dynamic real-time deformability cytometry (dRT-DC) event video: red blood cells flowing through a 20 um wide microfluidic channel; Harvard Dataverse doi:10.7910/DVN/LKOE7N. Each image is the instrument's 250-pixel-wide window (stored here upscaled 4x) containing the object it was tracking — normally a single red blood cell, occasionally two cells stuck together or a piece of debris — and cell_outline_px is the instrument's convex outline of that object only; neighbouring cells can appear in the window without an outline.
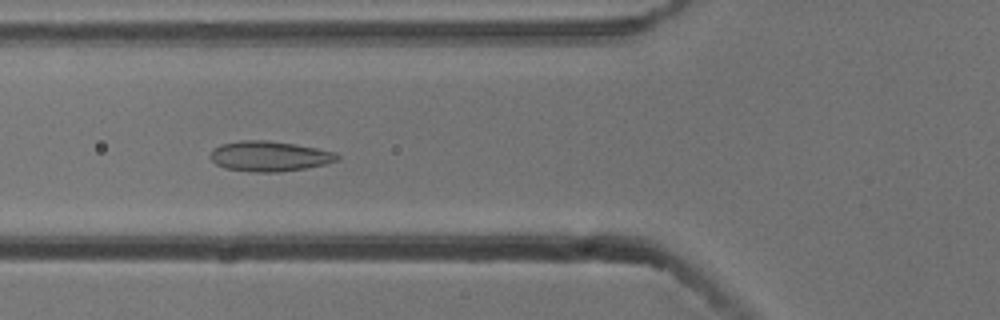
{"species": "common noctule bat (a hibernating species)", "species_latin": "Nyctalus noctula", "temperature_condition": "cold", "stored_images_in_passage": 55, "camera_frame_rate_fps": 3000, "um_per_image_px": 0.085, "animal": {"sex": "male", "body_mass_g": 13.3}, "frame": {"image": 1, "passage_image": 20, "time_ms": 6.333, "image_size_px": [1000, 320], "cell_outline_px": [[340, 160], [324, 164], [304, 168], [280, 172], [256, 172], [224, 168], [216, 164], [208, 156], [212, 148], [220, 144], [240, 140], [264, 140], [296, 144], [336, 152], [340, 156]], "centroid_in_image_um": [22.87, 13.27], "position_along_channel_um": 102.9, "area_um2": 22.48}}
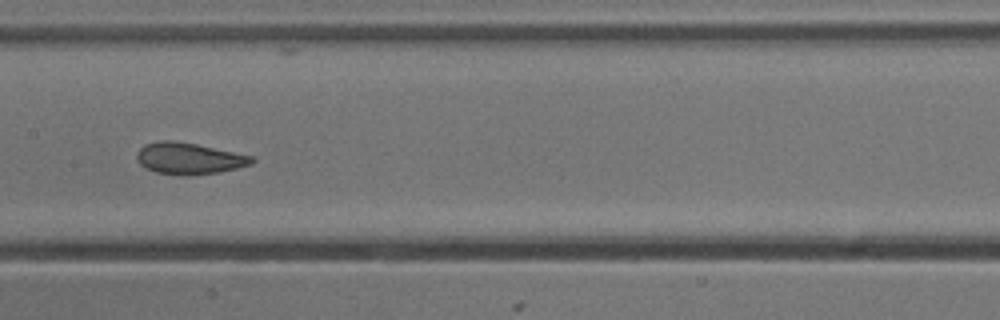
{"frame": {"image": 2, "passage_image": 27, "time_ms": 8.667, "image_size_px": [1000, 320], "cell_outline_px": [[256, 160], [252, 164], [220, 172], [156, 172], [144, 168], [140, 164], [136, 156], [136, 152], [144, 144], [164, 140], [172, 140], [196, 144], [252, 156]], "centroid_in_image_um": [16.05, 13.41], "position_along_channel_um": 191.4, "area_um2": 20.17}}
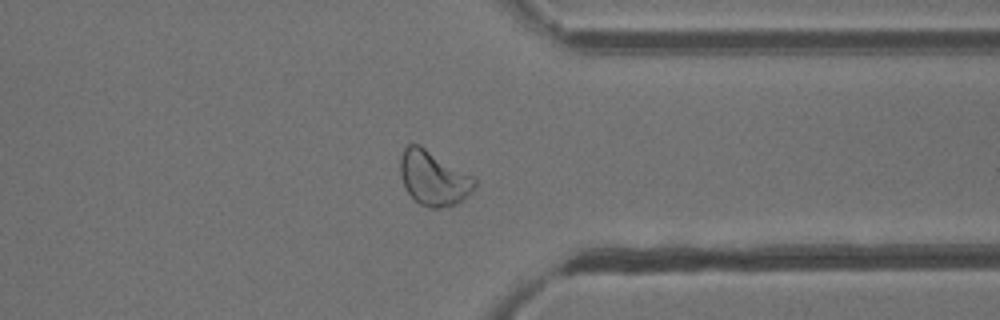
{"frame": {"image": 3, "passage_image": 42, "time_ms": 13.667, "image_size_px": [1000, 320], "cell_outline_px": [[476, 188], [472, 192], [456, 204], [440, 208], [428, 208], [420, 204], [404, 188], [400, 176], [400, 156], [404, 148], [408, 144], [420, 144], [472, 176], [476, 180]], "centroid_in_image_um": [36.83, 15.14], "position_along_channel_um": 374.6, "area_um2": 23.7}, "authors_computed_cell_mechanics": {"area_um2": 23.2934, "velocity_mm_per_s": 3.7656, "shape_relaxation_time_tau1_ms": null, "shape_relaxation_time_tau2_ms": 1.0881, "deformation_change_tau1": null, "deformation_change_tau2": 0.0604}}